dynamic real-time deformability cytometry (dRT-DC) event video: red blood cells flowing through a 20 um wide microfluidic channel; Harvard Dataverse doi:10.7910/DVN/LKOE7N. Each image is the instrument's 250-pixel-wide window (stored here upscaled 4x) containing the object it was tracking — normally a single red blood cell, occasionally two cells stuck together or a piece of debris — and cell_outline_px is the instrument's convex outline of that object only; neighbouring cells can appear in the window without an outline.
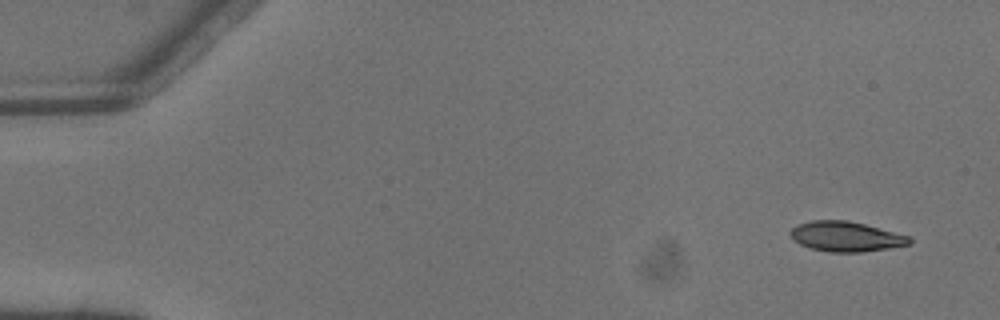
{"species": "common noctule bat (a hibernating species)", "species_latin": "Nyctalus noctula", "temperature_condition": "warm", "stored_images_in_passage": 4, "camera_frame_rate_fps": 3000, "um_per_image_px": 0.085, "animal": {"sex": "male", "body_mass_g": 13.3}, "frame": {"image": 1, "passage_image": 1, "time_ms": 0.0, "image_size_px": [1000, 320], "cell_outline_px": [[912, 244], [864, 252], [828, 252], [808, 248], [792, 240], [788, 232], [792, 228], [800, 224], [812, 220], [848, 220], [864, 224], [908, 236], [912, 240]], "centroid_in_image_um": [71.86, 20.11], "position_along_channel_um": 13.1, "area_um2": 20.87}}
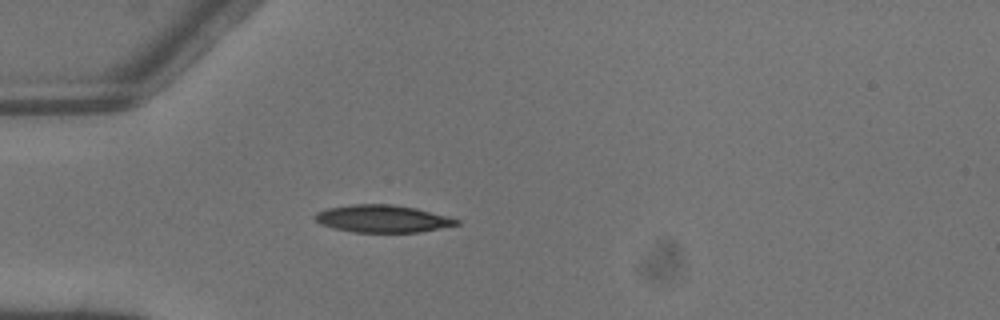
{"frame": {"image": 2, "passage_image": 4, "time_ms": 1.0, "image_size_px": [1000, 320], "cell_outline_px": [[460, 224], [420, 232], [352, 232], [332, 228], [320, 224], [312, 216], [316, 212], [328, 208], [352, 204], [392, 204], [416, 208], [448, 216], [460, 220]], "centroid_in_image_um": [32.49, 18.59], "position_along_channel_um": 52.5, "area_um2": 22.72}}